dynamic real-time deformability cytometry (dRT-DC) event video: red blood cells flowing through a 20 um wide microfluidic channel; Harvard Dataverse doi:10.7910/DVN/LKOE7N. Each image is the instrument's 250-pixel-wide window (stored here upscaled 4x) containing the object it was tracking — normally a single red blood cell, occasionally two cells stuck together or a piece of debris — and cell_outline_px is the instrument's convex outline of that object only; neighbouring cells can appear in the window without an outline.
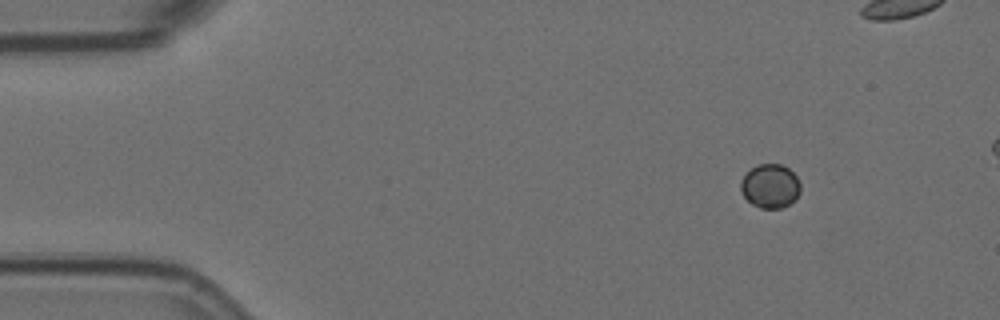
{"species": "Egyptian fruit bat (a non-hibernating species)", "species_latin": "Rousettus aegyptiacus", "temperature_condition": "room temperature", "stored_images_in_passage": 5, "camera_frame_rate_fps": 3000, "um_per_image_px": 0.085, "animal": {"sex": "female"}, "frame": {"image": 1, "passage_image": 1, "time_ms": 0.0, "image_size_px": [1000, 320], "cell_outline_px": [[800, 192], [796, 200], [780, 208], [760, 208], [752, 204], [744, 196], [740, 188], [740, 180], [752, 168], [760, 164], [780, 164], [788, 168], [796, 176], [800, 184]], "centroid_in_image_um": [65.47, 15.82], "position_along_channel_um": 19.5, "area_um2": 15.2}}